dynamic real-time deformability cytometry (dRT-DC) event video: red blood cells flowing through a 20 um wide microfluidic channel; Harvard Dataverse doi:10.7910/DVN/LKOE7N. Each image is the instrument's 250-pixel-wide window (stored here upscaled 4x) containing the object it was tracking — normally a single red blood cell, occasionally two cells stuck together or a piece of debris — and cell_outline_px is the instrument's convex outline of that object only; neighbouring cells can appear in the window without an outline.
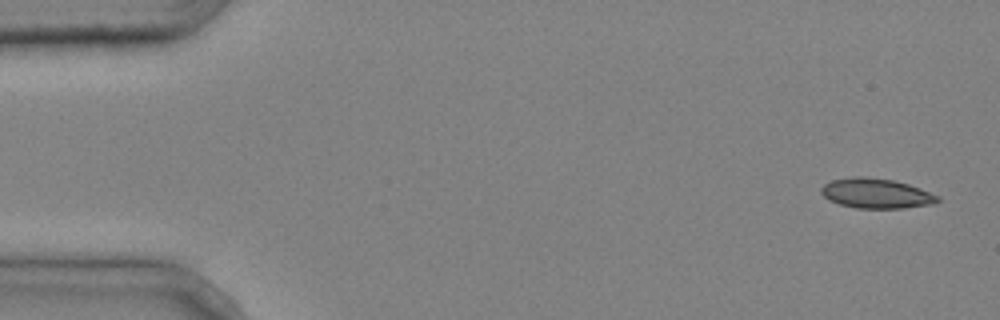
{"species": "common noctule bat (a hibernating species)", "species_latin": "Nyctalus noctula", "temperature_condition": "cold", "stored_images_in_passage": 4, "camera_frame_rate_fps": 3000, "um_per_image_px": 0.085, "animal": {"sex": "male", "body_mass_g": 20.4}, "frame": {"image": 1, "passage_image": 1, "time_ms": 0.0, "image_size_px": [1000, 320], "cell_outline_px": [[940, 200], [932, 204], [904, 208], [856, 208], [840, 204], [828, 200], [820, 192], [820, 188], [824, 184], [832, 180], [856, 176], [860, 176], [892, 180], [908, 184], [920, 188], [940, 196]], "centroid_in_image_um": [74.47, 16.44], "position_along_channel_um": 10.5, "area_um2": 20.23}}
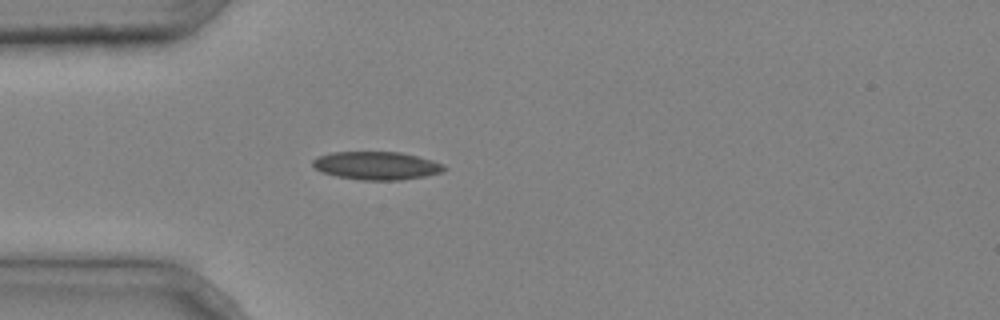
{"frame": {"image": 2, "passage_image": 4, "time_ms": 1.0, "image_size_px": [1000, 320], "cell_outline_px": [[448, 168], [444, 172], [424, 176], [400, 180], [364, 180], [336, 176], [324, 172], [316, 168], [312, 164], [312, 160], [320, 156], [332, 152], [400, 152], [432, 160], [444, 164]], "centroid_in_image_um": [32.06, 14.08], "position_along_channel_um": 52.9, "area_um2": 21.39}}